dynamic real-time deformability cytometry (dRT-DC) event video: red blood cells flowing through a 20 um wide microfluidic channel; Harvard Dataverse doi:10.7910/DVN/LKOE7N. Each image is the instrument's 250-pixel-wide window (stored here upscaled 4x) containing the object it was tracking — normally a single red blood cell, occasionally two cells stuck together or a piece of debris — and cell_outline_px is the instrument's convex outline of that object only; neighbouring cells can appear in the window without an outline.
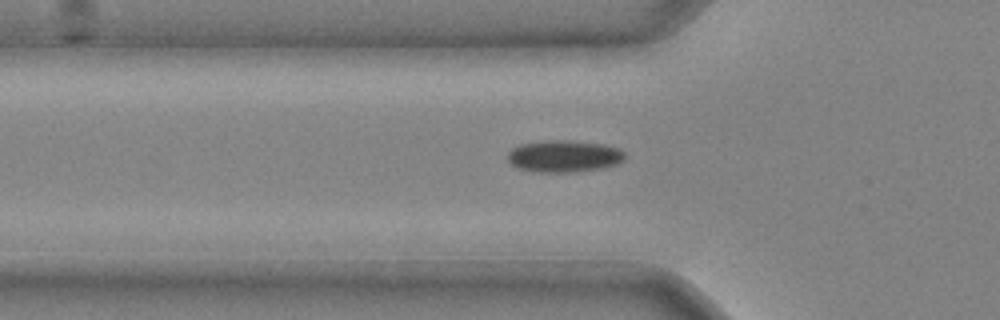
{"species": "common noctule bat (a hibernating species)", "species_latin": "Nyctalus noctula", "temperature_condition": "cold", "stored_images_in_passage": 32, "camera_frame_rate_fps": 3000, "um_per_image_px": 0.085, "animal": {"sex": "male", "body_mass_g": 20.4}, "frame": {"image": 1, "passage_image": 4, "time_ms": 1.0, "image_size_px": [1000, 320], "cell_outline_px": [[624, 160], [616, 164], [604, 168], [568, 172], [536, 172], [516, 168], [508, 160], [508, 152], [512, 148], [520, 144], [544, 140], [568, 140], [604, 144], [620, 148], [624, 152]], "centroid_in_image_um": [47.93, 13.27], "position_along_channel_um": 77.9, "area_um2": 21.96}}
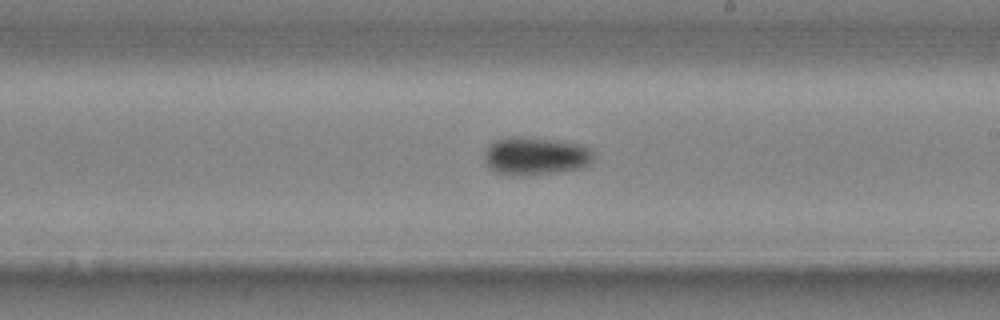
{"frame": {"image": 2, "passage_image": 15, "time_ms": 4.667, "image_size_px": [1000, 320], "cell_outline_px": [[592, 164], [576, 168], [556, 172], [512, 176], [496, 172], [488, 168], [484, 160], [484, 152], [488, 144], [504, 136], [520, 136], [556, 140], [584, 144], [592, 148]], "centroid_in_image_um": [45.48, 13.24], "position_along_channel_um": 243.5, "area_um2": 24.51}}
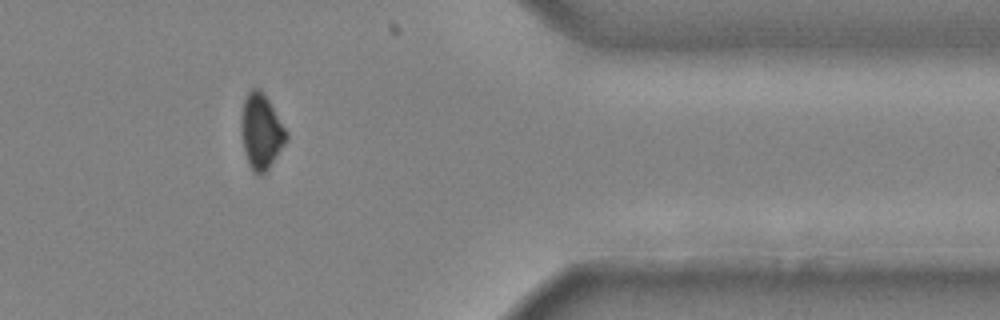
{"frame": {"image": 3, "passage_image": 26, "time_ms": 8.333, "image_size_px": [1000, 320], "cell_outline_px": [[288, 140], [268, 168], [260, 176], [252, 172], [248, 164], [240, 132], [240, 124], [244, 96], [252, 88], [260, 88], [264, 92], [288, 132]], "centroid_in_image_um": [22.19, 11.15], "position_along_channel_um": 389.2, "area_um2": 20.06}}